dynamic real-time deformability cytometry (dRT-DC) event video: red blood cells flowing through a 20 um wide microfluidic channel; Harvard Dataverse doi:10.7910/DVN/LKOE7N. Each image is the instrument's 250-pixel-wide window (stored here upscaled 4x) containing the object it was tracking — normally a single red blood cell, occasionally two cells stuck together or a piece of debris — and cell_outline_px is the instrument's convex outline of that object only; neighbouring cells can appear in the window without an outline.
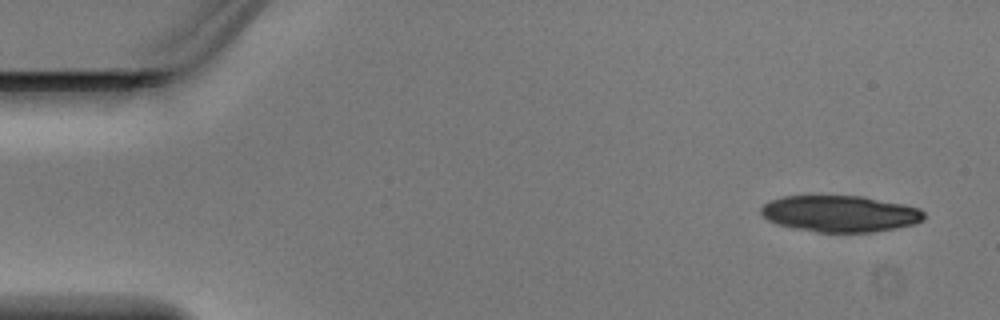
{"species": "Egyptian fruit bat (a non-hibernating species)", "species_latin": "Rousettus aegyptiacus", "temperature_condition": "warm", "stored_images_in_passage": 4, "camera_frame_rate_fps": 3000, "um_per_image_px": 0.085, "animal": {"sex": "male"}, "frame": {"image": 1, "passage_image": 1, "time_ms": 0.0, "image_size_px": [1000, 320], "cell_outline_px": [[924, 220], [916, 224], [896, 228], [872, 232], [816, 232], [776, 224], [768, 220], [760, 212], [760, 208], [768, 200], [780, 196], [864, 196], [904, 204], [920, 208], [924, 212]], "centroid_in_image_um": [71.41, 18.16], "position_along_channel_um": 13.6, "area_um2": 34.85}}